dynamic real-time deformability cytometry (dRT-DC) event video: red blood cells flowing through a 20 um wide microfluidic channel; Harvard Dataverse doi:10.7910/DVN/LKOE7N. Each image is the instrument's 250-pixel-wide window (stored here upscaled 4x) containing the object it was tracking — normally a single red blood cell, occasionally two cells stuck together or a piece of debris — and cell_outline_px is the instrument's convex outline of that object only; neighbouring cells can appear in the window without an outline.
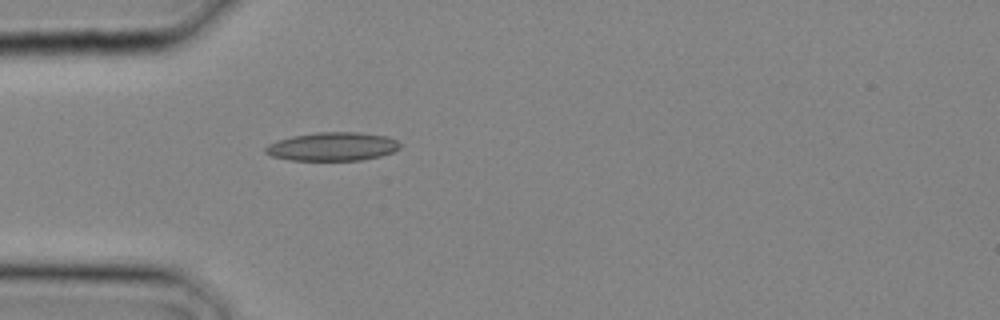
{"species": "common noctule bat (a hibernating species)", "species_latin": "Nyctalus noctula", "temperature_condition": "cold", "stored_images_in_passage": 3, "camera_frame_rate_fps": 3000, "um_per_image_px": 0.085, "animal": {"sex": "male", "body_mass_g": 20.4}, "frame": {"image": 1, "passage_image": 3, "time_ms": 0.667, "image_size_px": [1000, 320], "cell_outline_px": [[400, 148], [392, 152], [380, 156], [360, 160], [288, 160], [272, 156], [264, 152], [264, 148], [268, 144], [292, 136], [316, 132], [360, 132], [384, 136], [396, 140], [400, 144]], "centroid_in_image_um": [28.24, 12.46], "position_along_channel_um": 56.8, "area_um2": 22.25}}